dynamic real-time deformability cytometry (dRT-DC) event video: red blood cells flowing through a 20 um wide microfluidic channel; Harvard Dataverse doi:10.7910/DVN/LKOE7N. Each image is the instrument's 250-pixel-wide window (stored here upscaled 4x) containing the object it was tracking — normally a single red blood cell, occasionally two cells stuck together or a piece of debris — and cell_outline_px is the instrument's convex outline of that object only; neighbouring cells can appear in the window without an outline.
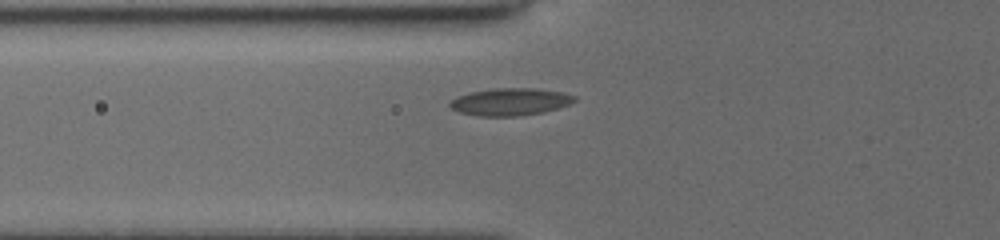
{"species": "common noctule bat (a hibernating species)", "species_latin": "Nyctalus noctula", "temperature_condition": "cold", "stored_images_in_passage": 35, "camera_frame_rate_fps": 3000, "um_per_image_px": 0.085, "animal": {"sex": "female", "body_mass_g": 19.5, "forearm_length_mm": 54.1}, "frame": {"image": 1, "passage_image": 2, "time_ms": 0.333, "image_size_px": [1000, 240], "cell_outline_px": [[576, 100], [568, 104], [544, 112], [516, 116], [480, 116], [460, 112], [452, 108], [448, 104], [456, 96], [472, 92], [492, 88], [536, 88], [564, 92], [576, 96]], "centroid_in_image_um": [43.38, 8.64], "position_along_channel_um": 82.4, "area_um2": 19.77}}
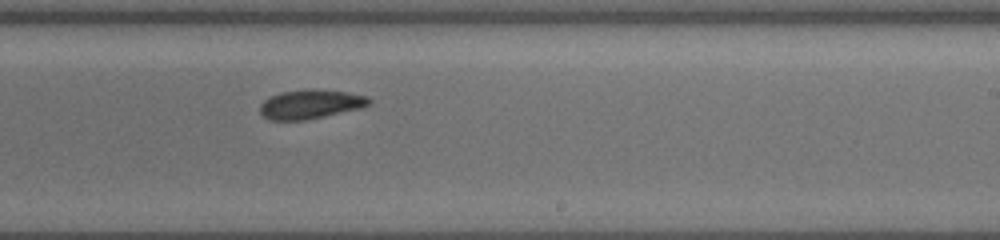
{"frame": {"image": 2, "passage_image": 16, "time_ms": 5.0, "image_size_px": [1000, 240], "cell_outline_px": [[372, 104], [364, 108], [304, 120], [272, 120], [264, 116], [260, 112], [260, 104], [264, 100], [280, 92], [312, 88], [348, 92], [368, 96], [372, 100]], "centroid_in_image_um": [26.46, 8.84], "position_along_channel_um": 262.5, "area_um2": 18.73}}
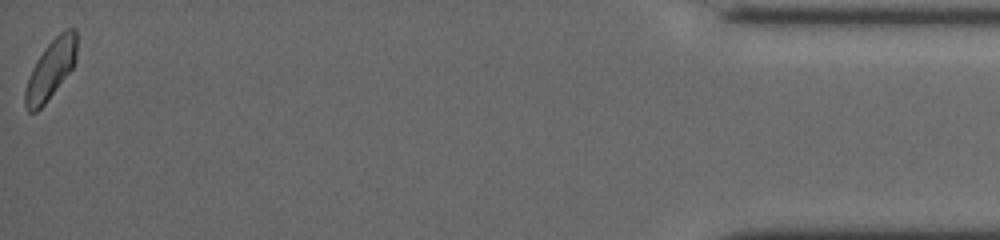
{"frame": {"image": 3, "passage_image": 35, "time_ms": 11.333, "image_size_px": [1000, 240], "cell_outline_px": [[76, 60], [72, 68], [44, 104], [36, 112], [28, 112], [24, 104], [24, 92], [32, 68], [36, 60], [44, 48], [60, 32], [68, 28], [76, 28]], "centroid_in_image_um": [4.3, 5.89], "position_along_channel_um": 430.9, "area_um2": 17.51}, "authors_computed_cell_mechanics": {"area_um2": 17.918, "velocity_mm_per_s": 3.8716, "shape_relaxation_time_tau1_ms": 1.6403, "shape_relaxation_time_tau2_ms": null, "deformation_change_tau1": 0.0671, "deformation_change_tau2": null}}